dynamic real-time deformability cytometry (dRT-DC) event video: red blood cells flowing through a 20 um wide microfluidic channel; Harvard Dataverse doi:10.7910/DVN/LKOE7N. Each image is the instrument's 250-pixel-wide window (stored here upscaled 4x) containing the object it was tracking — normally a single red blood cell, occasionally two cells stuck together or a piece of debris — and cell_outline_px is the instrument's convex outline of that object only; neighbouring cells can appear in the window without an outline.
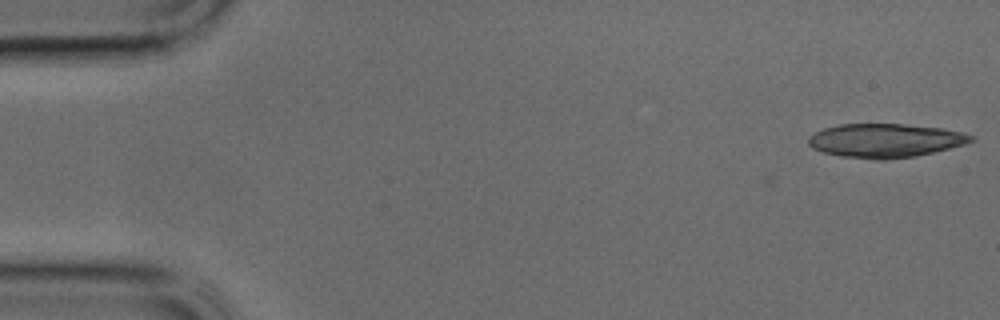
{"species": "common noctule bat (a hibernating species)", "species_latin": "Nyctalus noctula", "temperature_condition": "cold", "stored_images_in_passage": 9, "camera_frame_rate_fps": 3000, "um_per_image_px": 0.085, "animal": {"sex": "male", "body_mass_g": 17.9, "forearm_length_mm": 54.2}, "frame": {"image": 1, "passage_image": 1, "time_ms": 0.0, "image_size_px": [1000, 320], "cell_outline_px": [[968, 140], [944, 148], [928, 152], [908, 156], [856, 156], [828, 152], [816, 148], [812, 144], [820, 132], [828, 128], [848, 124], [896, 124], [932, 128], [952, 132], [964, 136]], "centroid_in_image_um": [75.17, 11.89], "position_along_channel_um": 9.8, "area_um2": 27.69}}